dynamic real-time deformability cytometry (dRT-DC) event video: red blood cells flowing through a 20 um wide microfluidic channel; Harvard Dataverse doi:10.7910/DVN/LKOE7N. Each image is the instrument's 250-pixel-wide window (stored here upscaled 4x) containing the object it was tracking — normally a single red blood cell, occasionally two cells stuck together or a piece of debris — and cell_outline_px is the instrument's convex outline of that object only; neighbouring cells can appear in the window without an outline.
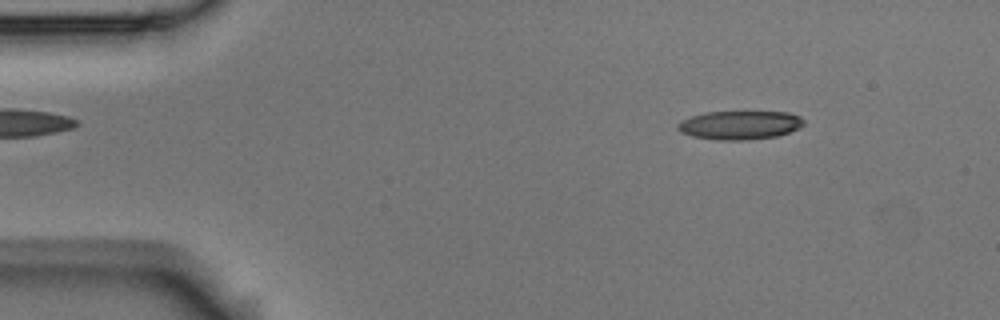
{"species": "Egyptian fruit bat (a non-hibernating species)", "species_latin": "Rousettus aegyptiacus", "temperature_condition": "room temperature", "stored_images_in_passage": 5, "camera_frame_rate_fps": 3000, "um_per_image_px": 0.085, "animal": {"sex": "male"}, "frame": {"image": 1, "passage_image": 3, "time_ms": 0.667, "image_size_px": [1000, 320], "cell_outline_px": [[804, 124], [800, 128], [776, 136], [748, 140], [720, 140], [692, 136], [680, 132], [676, 128], [676, 124], [680, 120], [704, 112], [788, 112], [800, 116], [804, 120]], "centroid_in_image_um": [62.86, 10.63], "position_along_channel_um": 22.1, "area_um2": 21.15}}